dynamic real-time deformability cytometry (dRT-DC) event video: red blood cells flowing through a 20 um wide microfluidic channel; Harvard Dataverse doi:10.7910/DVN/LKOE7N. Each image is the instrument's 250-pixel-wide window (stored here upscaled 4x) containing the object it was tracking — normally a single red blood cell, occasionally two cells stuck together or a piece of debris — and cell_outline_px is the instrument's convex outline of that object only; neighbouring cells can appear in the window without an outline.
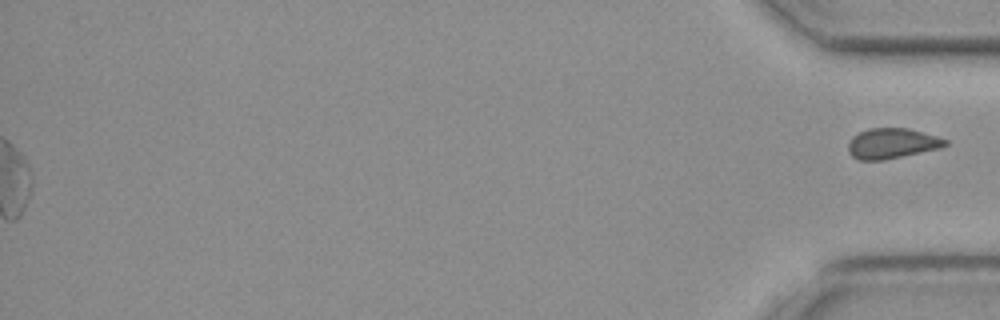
{"species": "common noctule bat (a hibernating species)", "species_latin": "Nyctalus noctula", "temperature_condition": "cold", "stored_images_in_passage": 45, "segment_of_instrument_passage": [2, 2], "camera_frame_rate_fps": 3000, "um_per_image_px": 0.085, "animal": {"sex": "female", "body_mass_g": 19.3, "forearm_length_mm": 54.1}, "frame": {"image": 1, "passage_image": 45, "time_ms": 14.667, "image_size_px": [1000, 320], "cell_outline_px": [[948, 144], [940, 148], [884, 160], [860, 160], [852, 156], [848, 152], [848, 144], [852, 136], [868, 128], [908, 128], [936, 136], [948, 140]], "centroid_in_image_um": [75.8, 12.19], "position_along_channel_um": 359.4, "area_um2": 17.11}}